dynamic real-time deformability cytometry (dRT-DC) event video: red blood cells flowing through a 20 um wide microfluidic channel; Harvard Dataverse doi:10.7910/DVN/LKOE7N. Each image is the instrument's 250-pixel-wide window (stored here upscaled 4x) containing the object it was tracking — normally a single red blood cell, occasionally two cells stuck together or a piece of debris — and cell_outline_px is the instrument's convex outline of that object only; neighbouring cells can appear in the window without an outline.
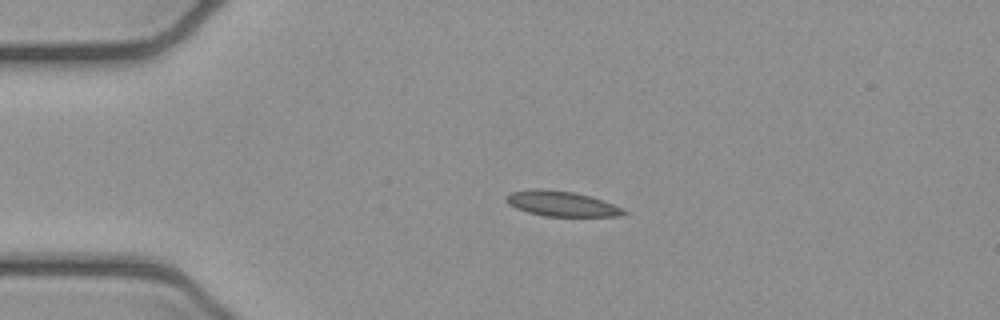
{"species": "common noctule bat (a hibernating species)", "species_latin": "Nyctalus noctula", "temperature_condition": "cold", "stored_images_in_passage": 2, "camera_frame_rate_fps": 3000, "um_per_image_px": 0.085, "animal": {"sex": "female", "body_mass_g": 21.9}, "frame": {"image": 1, "passage_image": 1, "time_ms": 0.0, "image_size_px": [1000, 320], "cell_outline_px": [[628, 212], [620, 216], [544, 216], [528, 212], [516, 208], [508, 204], [504, 200], [504, 196], [512, 192], [536, 188], [544, 188], [576, 192], [592, 196], [624, 208]], "centroid_in_image_um": [47.73, 17.3], "position_along_channel_um": 37.3, "area_um2": 17.51}}